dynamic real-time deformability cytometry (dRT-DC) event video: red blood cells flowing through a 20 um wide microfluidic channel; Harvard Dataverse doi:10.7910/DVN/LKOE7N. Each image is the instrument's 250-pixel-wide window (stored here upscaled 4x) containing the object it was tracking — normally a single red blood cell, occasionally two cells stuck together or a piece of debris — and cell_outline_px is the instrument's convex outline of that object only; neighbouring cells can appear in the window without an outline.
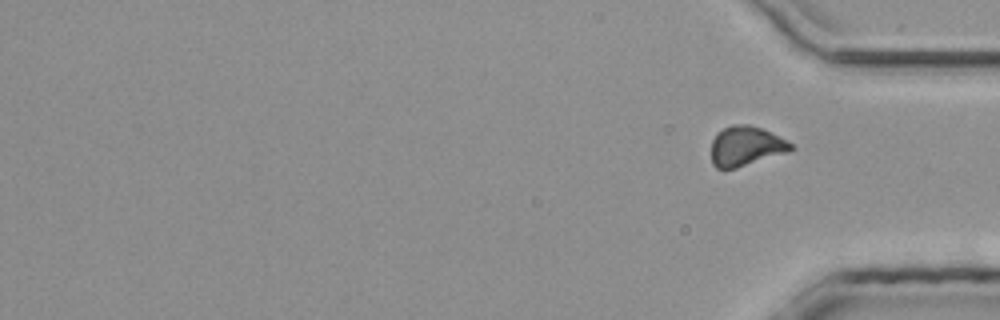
{"species": "common noctule bat (a hibernating species)", "species_latin": "Nyctalus noctula", "temperature_condition": "room temperature", "stored_images_in_passage": 28, "camera_frame_rate_fps": 3000, "um_per_image_px": 0.085, "animal": {"sex": "male", "body_mass_g": 20.4}, "frame": {"image": 1, "passage_image": 28, "time_ms": 9.0, "image_size_px": [1000, 320], "cell_outline_px": [[792, 148], [788, 152], [736, 168], [716, 168], [712, 164], [712, 140], [716, 132], [732, 124], [748, 124], [760, 128], [780, 136], [792, 144]], "centroid_in_image_um": [63.37, 12.41], "position_along_channel_um": 371.8, "area_um2": 18.32}}